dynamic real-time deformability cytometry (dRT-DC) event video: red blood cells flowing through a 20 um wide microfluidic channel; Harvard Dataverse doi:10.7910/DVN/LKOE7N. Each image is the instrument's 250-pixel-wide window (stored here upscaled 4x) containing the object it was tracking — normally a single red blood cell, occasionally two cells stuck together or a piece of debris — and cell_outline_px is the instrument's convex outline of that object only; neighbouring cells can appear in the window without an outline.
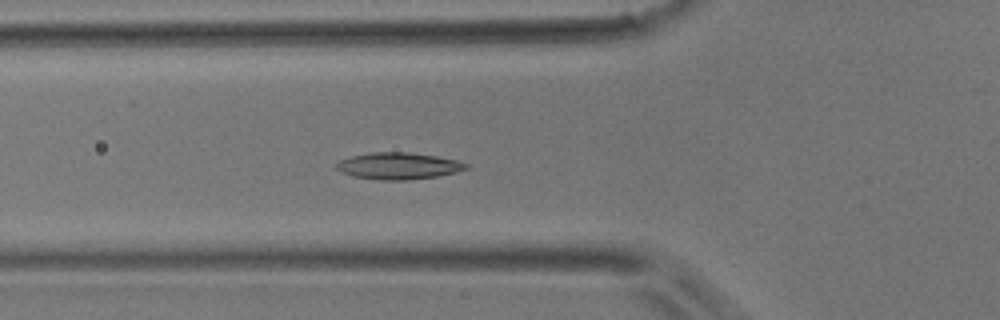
{"species": "common noctule bat (a hibernating species)", "species_latin": "Nyctalus noctula", "temperature_condition": "room temperature", "stored_images_in_passage": 48, "camera_frame_rate_fps": 3000, "um_per_image_px": 0.085, "animal": {"sex": "male", "body_mass_g": 17.9}, "frame": {"image": 1, "passage_image": 17, "time_ms": 5.333, "image_size_px": [1000, 320], "cell_outline_px": [[468, 168], [456, 172], [436, 176], [408, 180], [380, 180], [352, 176], [336, 168], [336, 164], [340, 160], [352, 156], [372, 152], [408, 152], [436, 156], [456, 160], [468, 164]], "centroid_in_image_um": [33.87, 14.1], "position_along_channel_um": 91.9, "area_um2": 20.0}}
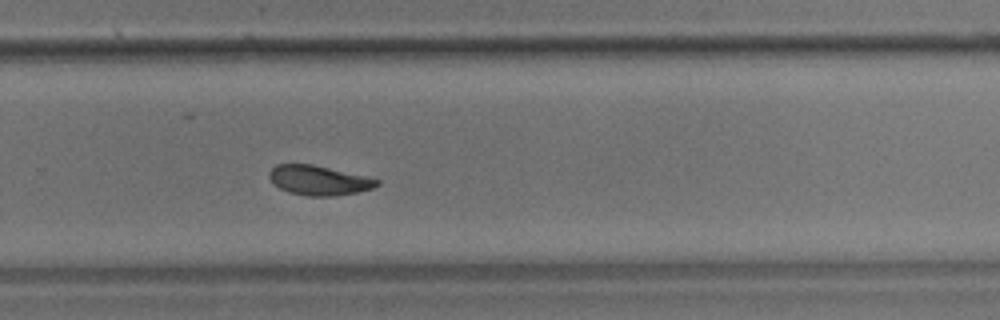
{"frame": {"image": 2, "passage_image": 32, "time_ms": 10.333, "image_size_px": [1000, 320], "cell_outline_px": [[380, 184], [372, 188], [356, 192], [332, 196], [308, 196], [288, 192], [272, 184], [268, 176], [268, 172], [276, 164], [312, 164], [364, 176], [380, 180]], "centroid_in_image_um": [27.04, 15.33], "position_along_channel_um": 302.8, "area_um2": 18.5}}
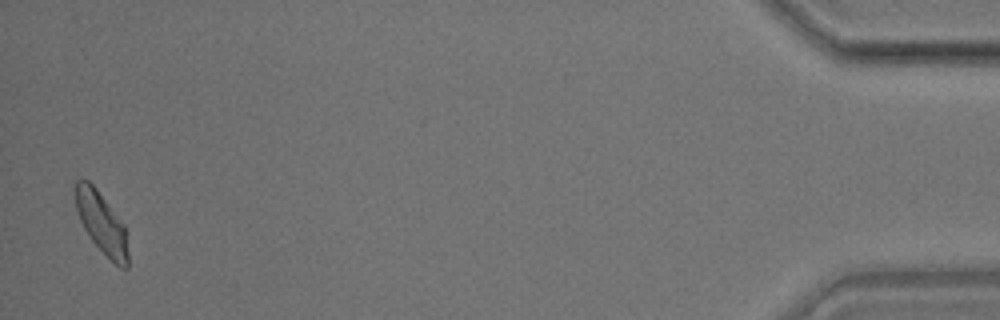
{"frame": {"image": 3, "passage_image": 47, "time_ms": 15.333, "image_size_px": [1000, 320], "cell_outline_px": [[128, 268], [120, 268], [88, 236], [80, 220], [76, 208], [76, 180], [88, 180], [96, 188], [124, 224], [128, 252]], "centroid_in_image_um": [8.64, 18.95], "position_along_channel_um": 426.6, "area_um2": 18.32}}